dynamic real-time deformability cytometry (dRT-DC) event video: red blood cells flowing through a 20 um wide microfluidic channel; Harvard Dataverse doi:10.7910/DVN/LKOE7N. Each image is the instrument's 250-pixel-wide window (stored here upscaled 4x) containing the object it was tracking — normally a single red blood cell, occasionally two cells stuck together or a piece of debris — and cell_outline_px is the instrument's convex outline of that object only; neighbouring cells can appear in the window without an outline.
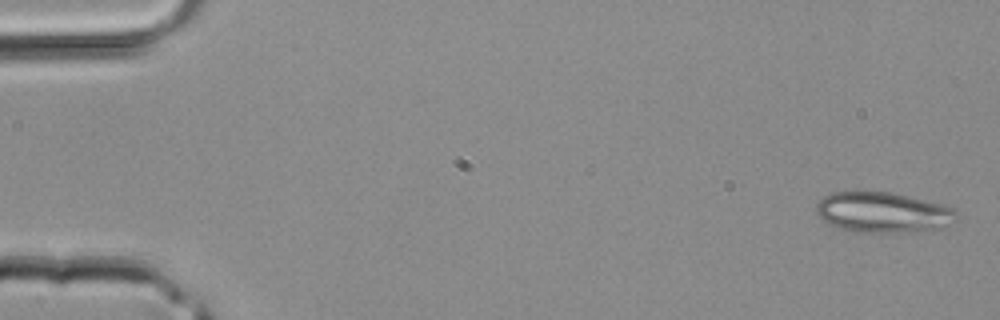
{"species": "common noctule bat (a hibernating species)", "species_latin": "Nyctalus noctula", "temperature_condition": "room temperature", "stored_images_in_passage": 38, "camera_frame_rate_fps": 3000, "um_per_image_px": 0.085, "animal": {"sex": "male", "body_mass_g": 20.4}, "frame": {"image": 1, "passage_image": 1, "time_ms": 0.0, "image_size_px": [1000, 320], "cell_outline_px": [[956, 216], [952, 224], [940, 228], [896, 232], [856, 232], [836, 228], [828, 224], [816, 212], [816, 204], [824, 196], [832, 192], [892, 192], [944, 204], [952, 208], [956, 212]], "centroid_in_image_um": [75.03, 18.05], "position_along_channel_um": 10.0, "area_um2": 32.95}}
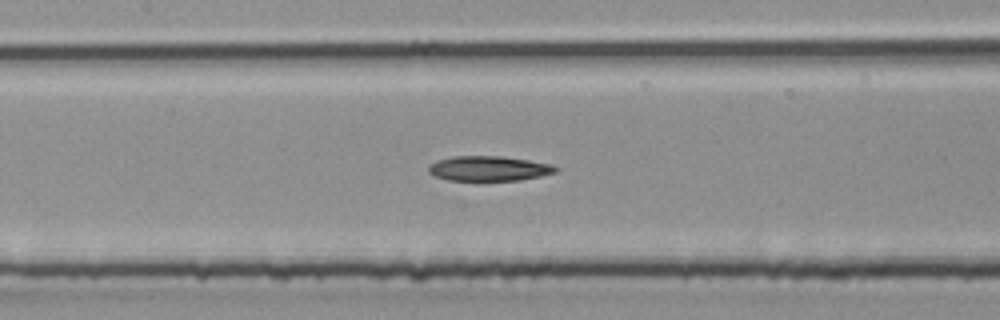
{"frame": {"image": 2, "passage_image": 18, "time_ms": 5.667, "image_size_px": [1000, 320], "cell_outline_px": [[560, 168], [556, 172], [540, 176], [520, 180], [448, 180], [436, 176], [428, 172], [428, 164], [436, 160], [452, 156], [504, 156], [552, 164]], "centroid_in_image_um": [41.54, 14.31], "position_along_channel_um": 165.9, "area_um2": 18.55}}
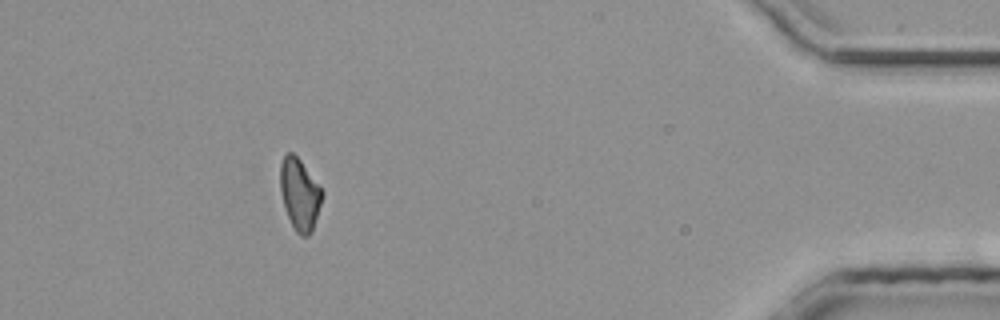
{"frame": {"image": 3, "passage_image": 35, "time_ms": 11.333, "image_size_px": [1000, 320], "cell_outline_px": [[324, 192], [312, 232], [308, 236], [300, 236], [296, 232], [288, 216], [284, 204], [280, 188], [280, 164], [284, 152], [292, 152], [300, 160]], "centroid_in_image_um": [25.46, 16.49], "position_along_channel_um": 409.7, "area_um2": 17.34}}